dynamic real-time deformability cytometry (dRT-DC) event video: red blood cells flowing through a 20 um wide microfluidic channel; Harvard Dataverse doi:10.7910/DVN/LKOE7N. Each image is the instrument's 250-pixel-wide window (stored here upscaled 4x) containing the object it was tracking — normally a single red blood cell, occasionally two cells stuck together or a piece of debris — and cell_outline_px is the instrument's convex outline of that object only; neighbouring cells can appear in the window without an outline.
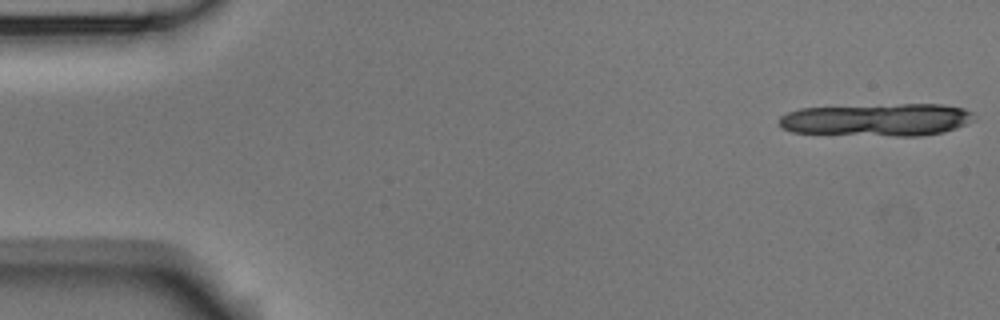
{"species": "Egyptian fruit bat (a non-hibernating species)", "species_latin": "Rousettus aegyptiacus", "temperature_condition": "room temperature", "stored_images_in_passage": 5, "camera_frame_rate_fps": 3000, "um_per_image_px": 0.085, "animal": {"sex": "male"}, "frame": {"image": 1, "passage_image": 1, "time_ms": 0.0, "image_size_px": [1000, 320], "cell_outline_px": [[972, 112], [964, 124], [956, 128], [944, 132], [920, 136], [896, 136], [792, 132], [784, 128], [780, 124], [780, 116], [788, 112], [800, 108], [900, 104], [944, 104], [964, 108]], "centroid_in_image_um": [74.53, 10.17], "position_along_channel_um": 10.5, "area_um2": 36.59}}
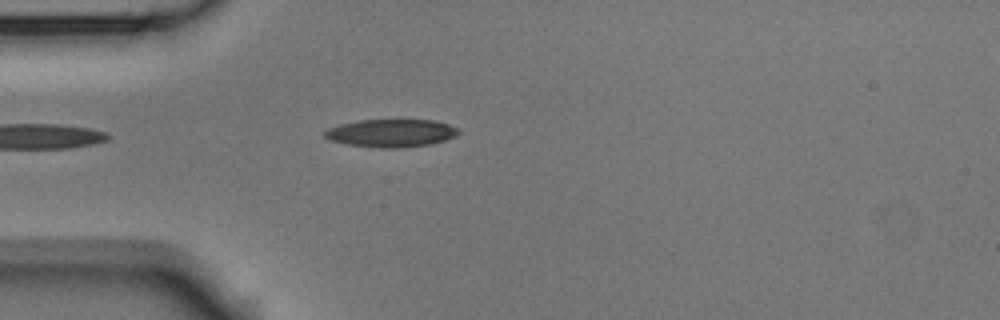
{"frame": {"image": 2, "passage_image": 5, "time_ms": 1.333, "image_size_px": [1000, 320], "cell_outline_px": [[460, 132], [444, 140], [432, 144], [400, 148], [380, 148], [348, 144], [332, 140], [324, 136], [324, 132], [328, 128], [340, 124], [360, 120], [436, 120], [460, 128]], "centroid_in_image_um": [33.27, 11.31], "position_along_channel_um": 51.7, "area_um2": 21.62}}